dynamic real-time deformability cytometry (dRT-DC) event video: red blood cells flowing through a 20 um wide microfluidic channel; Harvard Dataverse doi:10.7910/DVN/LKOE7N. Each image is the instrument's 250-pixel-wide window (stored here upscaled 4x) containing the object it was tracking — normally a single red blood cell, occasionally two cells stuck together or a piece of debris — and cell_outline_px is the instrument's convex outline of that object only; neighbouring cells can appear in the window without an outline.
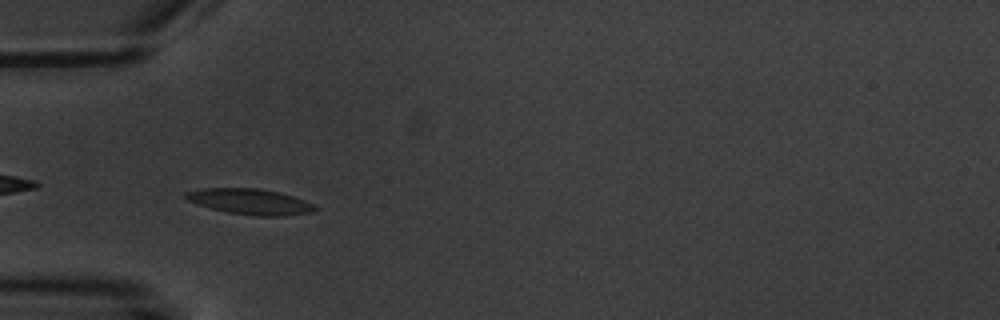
{"species": "common noctule bat (a hibernating species)", "species_latin": "Nyctalus noctula", "temperature_condition": "warm", "stored_images_in_passage": 7, "camera_frame_rate_fps": 3000, "um_per_image_px": 0.085, "animal": {"sex": "male", "body_mass_g": 20.1, "forearm_length_mm": 53.5}, "frame": {"image": 1, "passage_image": 2, "time_ms": 1.0, "image_size_px": [1000, 320], "cell_outline_px": [[316, 212], [284, 216], [252, 216], [228, 212], [212, 208], [188, 200], [184, 196], [184, 192], [204, 188], [256, 188], [276, 192], [292, 196], [304, 200], [312, 204], [316, 208]], "centroid_in_image_um": [21.28, 17.14], "position_along_channel_um": 63.7, "area_um2": 19.13}}
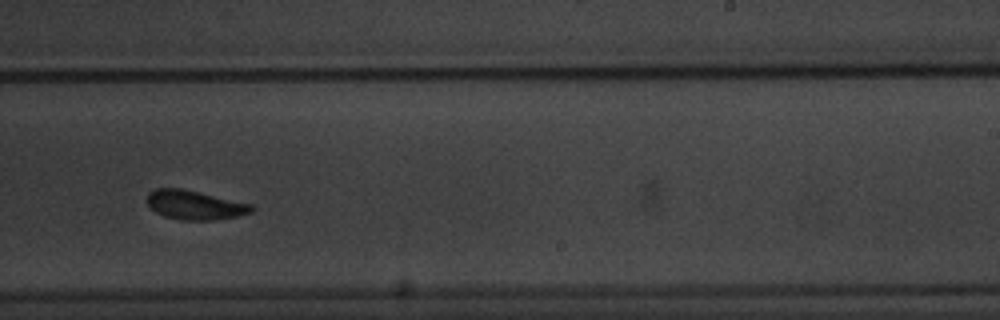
{"frame": {"image": 2, "passage_image": 7, "time_ms": 7.0, "image_size_px": [1000, 320], "cell_outline_px": [[256, 208], [252, 212], [236, 216], [216, 220], [184, 220], [164, 216], [156, 212], [148, 204], [148, 192], [156, 188], [184, 188], [252, 204]], "centroid_in_image_um": [16.58, 17.41], "position_along_channel_um": 272.4, "area_um2": 17.8}}